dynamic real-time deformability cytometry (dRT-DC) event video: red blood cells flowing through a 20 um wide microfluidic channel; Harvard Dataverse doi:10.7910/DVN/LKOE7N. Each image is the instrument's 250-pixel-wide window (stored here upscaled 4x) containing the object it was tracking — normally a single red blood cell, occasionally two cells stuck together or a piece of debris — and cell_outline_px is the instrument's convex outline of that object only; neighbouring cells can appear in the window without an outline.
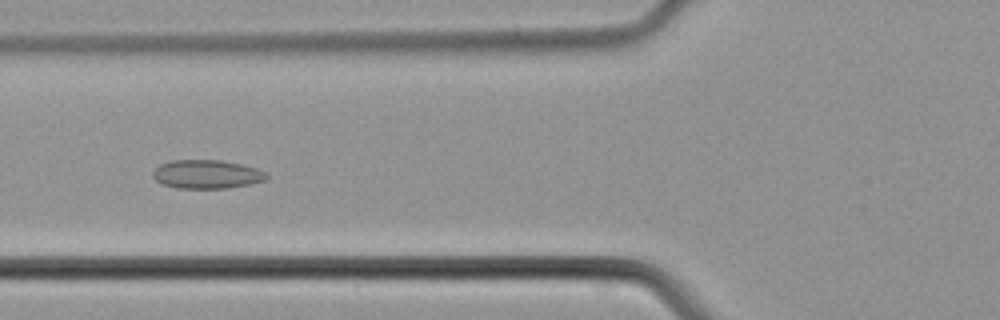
{"species": "common noctule bat (a hibernating species)", "species_latin": "Nyctalus noctula", "temperature_condition": "cold", "stored_images_in_passage": 50, "camera_frame_rate_fps": 3000, "um_per_image_px": 0.085, "animal": {"sex": "male", "body_mass_g": 21.5, "forearm_length_mm": 52.0}, "frame": {"image": 1, "passage_image": 19, "time_ms": 6.0, "image_size_px": [1000, 320], "cell_outline_px": [[268, 176], [264, 180], [248, 184], [228, 188], [176, 188], [160, 184], [152, 176], [152, 172], [160, 164], [172, 160], [220, 160], [240, 164], [256, 168], [264, 172]], "centroid_in_image_um": [17.52, 14.81], "position_along_channel_um": 108.3, "area_um2": 18.9}}
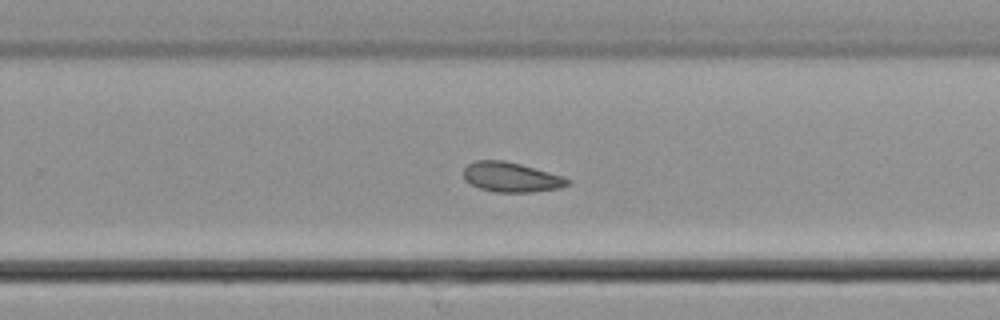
{"frame": {"image": 2, "passage_image": 32, "time_ms": 10.333, "image_size_px": [1000, 320], "cell_outline_px": [[572, 184], [560, 188], [532, 192], [496, 192], [480, 188], [464, 180], [464, 168], [468, 164], [476, 160], [504, 160], [520, 164], [564, 176], [572, 180]], "centroid_in_image_um": [43.49, 15.06], "position_along_channel_um": 286.3, "area_um2": 18.15}}
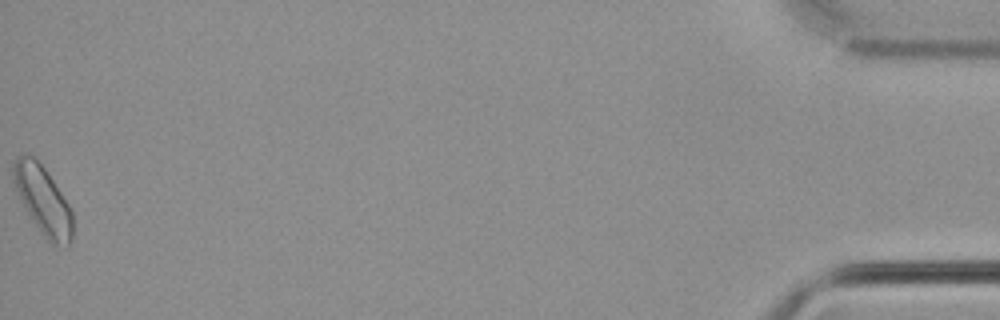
{"frame": {"image": 3, "passage_image": 50, "time_ms": 16.333, "image_size_px": [1000, 320], "cell_outline_px": [[72, 236], [68, 244], [52, 244], [40, 232], [28, 212], [12, 180], [12, 164], [16, 156], [28, 152], [36, 156], [68, 204], [72, 212]], "centroid_in_image_um": [3.61, 16.93], "position_along_channel_um": 431.6, "area_um2": 23.18}}